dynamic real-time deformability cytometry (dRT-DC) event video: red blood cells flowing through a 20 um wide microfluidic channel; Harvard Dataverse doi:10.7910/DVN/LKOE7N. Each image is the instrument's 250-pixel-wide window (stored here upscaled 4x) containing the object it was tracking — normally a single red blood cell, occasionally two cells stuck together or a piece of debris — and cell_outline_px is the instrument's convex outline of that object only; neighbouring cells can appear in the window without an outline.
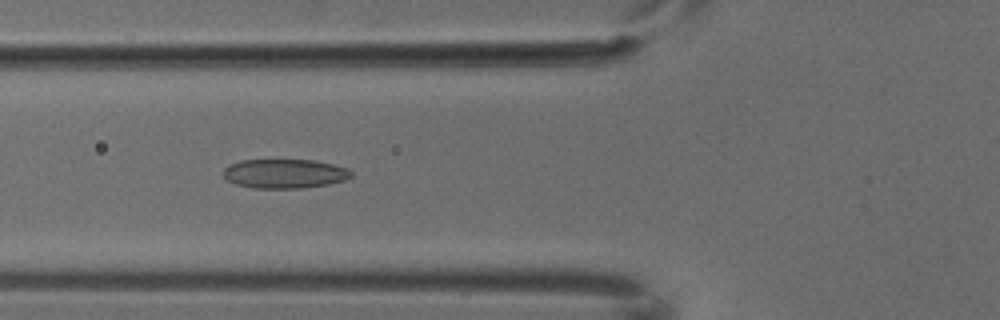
{"species": "common noctule bat (a hibernating species)", "species_latin": "Nyctalus noctula", "temperature_condition": "cold", "stored_images_in_passage": 5, "camera_frame_rate_fps": 3000, "um_per_image_px": 0.085, "animal": {"sex": "male", "body_mass_g": 18.8}, "frame": {"image": 1, "passage_image": 4, "time_ms": 1.0, "image_size_px": [1000, 320], "cell_outline_px": [[352, 176], [344, 180], [328, 184], [300, 188], [256, 188], [236, 184], [228, 180], [224, 176], [224, 168], [228, 164], [240, 160], [312, 160], [332, 164], [348, 168], [352, 172]], "centroid_in_image_um": [24.18, 14.75], "position_along_channel_um": 101.6, "area_um2": 21.68}}
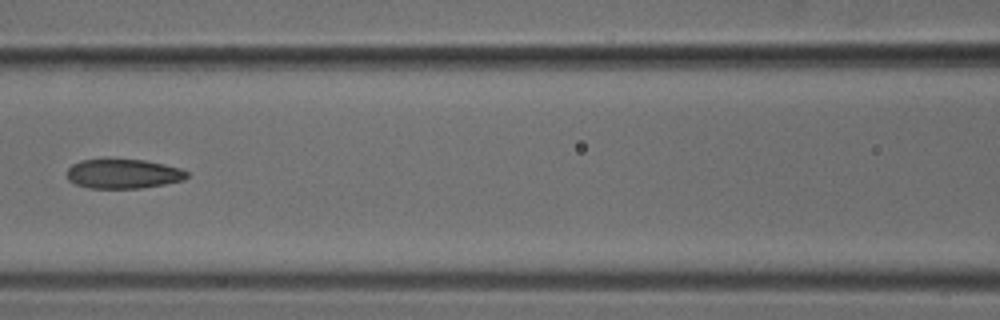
{"frame": {"image": 2, "passage_image": 5, "time_ms": 1.333, "image_size_px": [1000, 320], "cell_outline_px": [[188, 176], [184, 180], [164, 184], [140, 188], [88, 188], [76, 184], [68, 180], [68, 168], [72, 164], [80, 160], [144, 160], [164, 164], [180, 168], [188, 172]], "centroid_in_image_um": [10.48, 14.78], "position_along_channel_um": 156.1, "area_um2": 20.4}}